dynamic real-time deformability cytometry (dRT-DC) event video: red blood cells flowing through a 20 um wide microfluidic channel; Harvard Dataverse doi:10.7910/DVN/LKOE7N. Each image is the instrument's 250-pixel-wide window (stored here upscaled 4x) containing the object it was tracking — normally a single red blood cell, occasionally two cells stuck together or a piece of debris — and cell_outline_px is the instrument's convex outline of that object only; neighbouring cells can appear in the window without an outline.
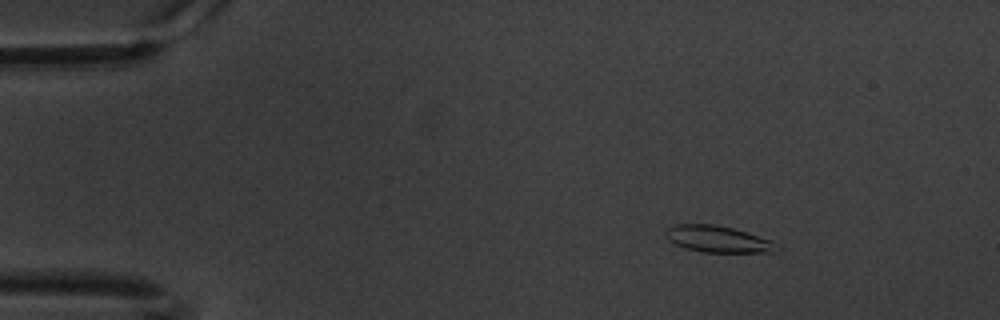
{"species": "common noctule bat (a hibernating species)", "species_latin": "Nyctalus noctula", "temperature_condition": "warm", "stored_images_in_passage": 53, "camera_frame_rate_fps": 3000, "um_per_image_px": 0.085, "animal": {"sex": "male", "body_mass_g": 20.1, "forearm_length_mm": 53.5}, "frame": {"image": 1, "passage_image": 1, "time_ms": 0.0, "image_size_px": [1000, 320], "cell_outline_px": [[780, 248], [776, 252], [704, 252], [688, 248], [676, 244], [668, 240], [664, 236], [664, 232], [672, 224], [716, 224], [732, 228], [768, 240]], "centroid_in_image_um": [60.94, 20.31], "position_along_channel_um": 24.1, "area_um2": 16.88}}
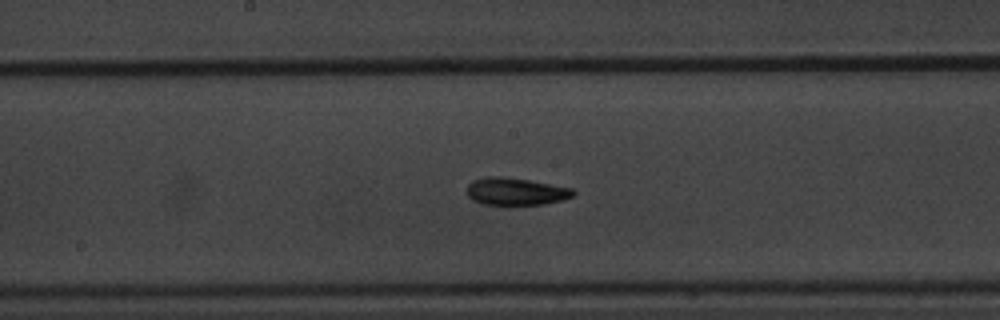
{"frame": {"image": 2, "passage_image": 24, "time_ms": 7.667, "image_size_px": [1000, 320], "cell_outline_px": [[576, 196], [564, 200], [544, 204], [484, 204], [472, 200], [468, 196], [468, 184], [472, 180], [484, 176], [504, 176], [528, 180], [572, 188], [576, 192]], "centroid_in_image_um": [43.86, 16.26], "position_along_channel_um": 204.3, "area_um2": 17.05}}
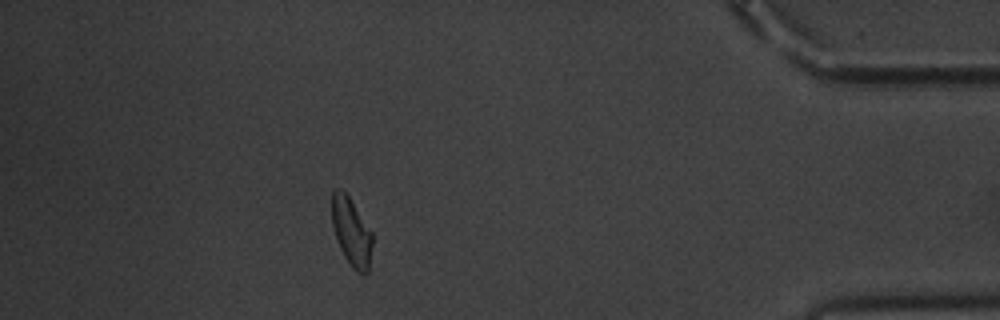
{"frame": {"image": 3, "passage_image": 46, "time_ms": 15.0, "image_size_px": [1000, 320], "cell_outline_px": [[372, 244], [368, 272], [364, 276], [356, 272], [352, 268], [344, 256], [340, 248], [332, 224], [332, 192], [336, 188], [340, 188], [348, 196], [372, 232]], "centroid_in_image_um": [29.87, 19.75], "position_along_channel_um": 405.3, "area_um2": 15.95}, "authors_computed_cell_mechanics": {"area_um2": 16.7042, "velocity_mm_per_s": 3.3552, "shape_relaxation_time_tau1_ms": 3.9388, "shape_relaxation_time_tau2_ms": 4.3255, "deformation_change_tau1": 0.1205, "deformation_change_tau2": 0.1109}}